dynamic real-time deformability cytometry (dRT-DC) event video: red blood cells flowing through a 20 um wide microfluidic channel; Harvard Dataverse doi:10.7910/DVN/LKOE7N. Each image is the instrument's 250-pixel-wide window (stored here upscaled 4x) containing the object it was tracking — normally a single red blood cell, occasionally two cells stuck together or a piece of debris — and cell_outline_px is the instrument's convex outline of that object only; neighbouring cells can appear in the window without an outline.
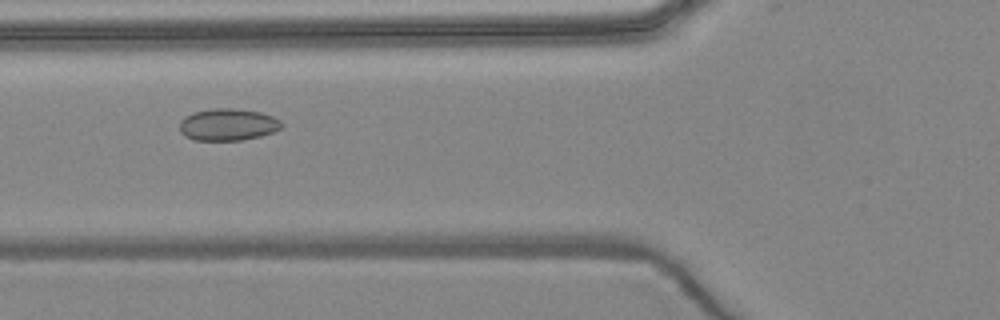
{"species": "common noctule bat (a hibernating species)", "species_latin": "Nyctalus noctula", "temperature_condition": "warm", "stored_images_in_passage": 4, "camera_frame_rate_fps": 3000, "um_per_image_px": 0.085, "animal": {"sex": "female", "body_mass_g": 24.6, "forearm_length_mm": 56.2}, "frame": {"image": 1, "passage_image": 2, "time_ms": 1.0, "image_size_px": [1000, 320], "cell_outline_px": [[284, 124], [280, 128], [272, 132], [260, 136], [240, 140], [196, 140], [184, 136], [180, 132], [180, 120], [184, 116], [192, 112], [212, 108], [232, 108], [260, 112], [272, 116], [280, 120]], "centroid_in_image_um": [19.34, 10.58], "position_along_channel_um": 106.5, "area_um2": 19.07}}
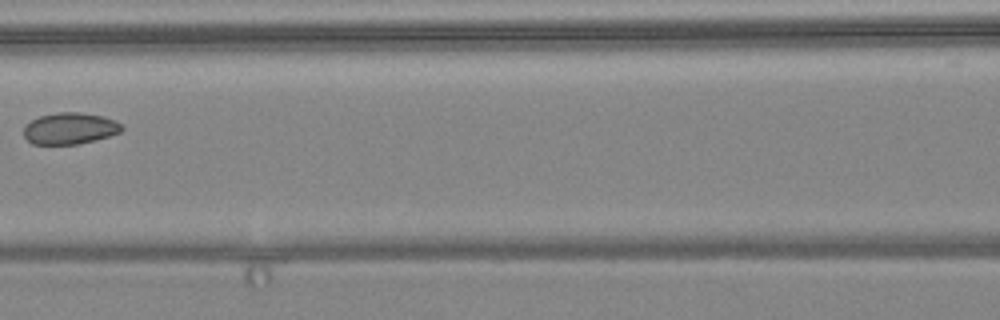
{"frame": {"image": 2, "passage_image": 3, "time_ms": 2.333, "image_size_px": [1000, 320], "cell_outline_px": [[124, 128], [120, 132], [108, 136], [76, 144], [32, 144], [24, 136], [24, 128], [32, 120], [40, 116], [56, 112], [80, 112], [104, 116], [116, 120]], "centroid_in_image_um": [5.95, 10.9], "position_along_channel_um": 160.7, "area_um2": 17.86}}
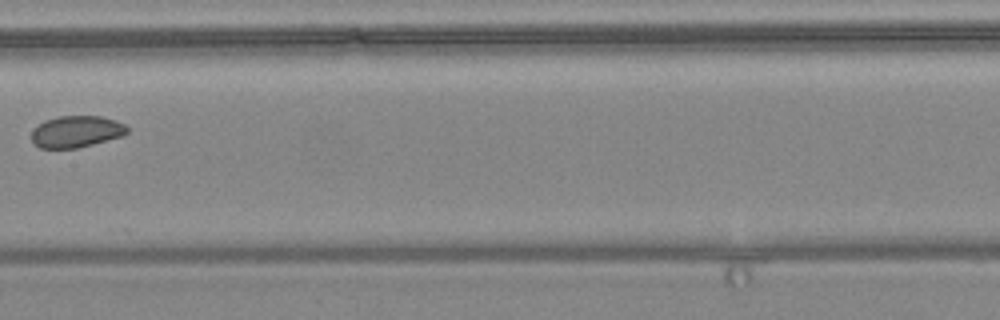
{"frame": {"image": 3, "passage_image": 4, "time_ms": 3.333, "image_size_px": [1000, 320], "cell_outline_px": [[128, 132], [120, 136], [92, 144], [76, 148], [40, 148], [32, 144], [32, 128], [44, 120], [56, 116], [100, 116], [116, 120], [124, 124], [128, 128]], "centroid_in_image_um": [6.43, 11.17], "position_along_channel_um": 201.0, "area_um2": 17.69}}